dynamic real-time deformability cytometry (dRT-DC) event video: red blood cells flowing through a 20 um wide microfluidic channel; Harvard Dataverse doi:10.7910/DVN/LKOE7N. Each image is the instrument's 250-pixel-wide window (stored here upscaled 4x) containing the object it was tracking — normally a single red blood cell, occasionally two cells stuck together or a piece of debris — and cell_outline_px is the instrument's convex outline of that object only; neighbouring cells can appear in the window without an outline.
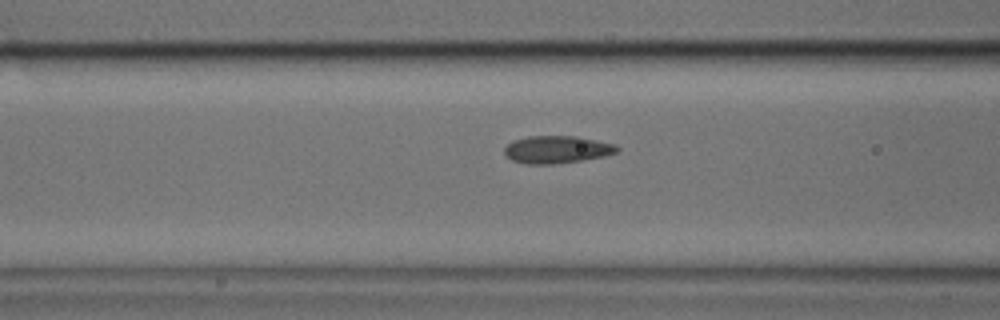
{"species": "common noctule bat (a hibernating species)", "species_latin": "Nyctalus noctula", "temperature_condition": "cold", "stored_images_in_passage": 19, "camera_frame_rate_fps": 3000, "um_per_image_px": 0.085, "animal": {"sex": "male", "body_mass_g": 17.9, "forearm_length_mm": 54.2}, "frame": {"image": 1, "passage_image": 8, "time_ms": 2.333, "image_size_px": [1000, 320], "cell_outline_px": [[620, 148], [616, 152], [604, 156], [556, 164], [528, 164], [512, 160], [504, 156], [504, 148], [512, 140], [528, 136], [576, 136], [616, 144]], "centroid_in_image_um": [47.3, 12.7], "position_along_channel_um": 119.3, "area_um2": 18.09}}
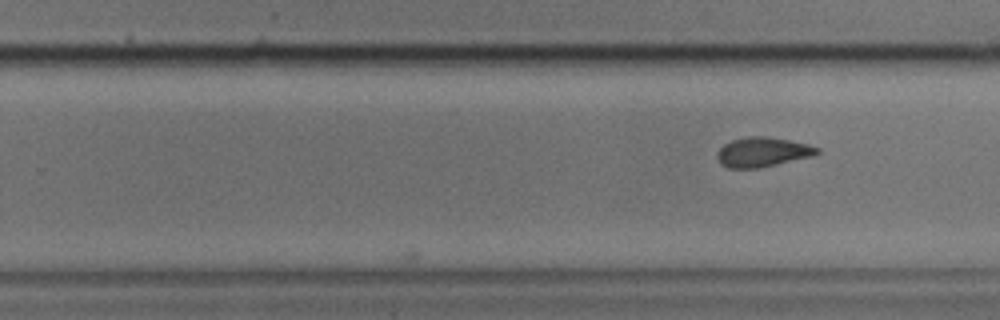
{"frame": {"image": 2, "passage_image": 19, "time_ms": 6.0, "image_size_px": [1000, 320], "cell_outline_px": [[820, 152], [812, 156], [776, 164], [756, 168], [728, 168], [720, 164], [716, 156], [716, 152], [724, 144], [732, 140], [748, 136], [764, 136], [788, 140], [808, 144], [820, 148]], "centroid_in_image_um": [64.79, 12.92], "position_along_channel_um": 265.0, "area_um2": 17.17}}